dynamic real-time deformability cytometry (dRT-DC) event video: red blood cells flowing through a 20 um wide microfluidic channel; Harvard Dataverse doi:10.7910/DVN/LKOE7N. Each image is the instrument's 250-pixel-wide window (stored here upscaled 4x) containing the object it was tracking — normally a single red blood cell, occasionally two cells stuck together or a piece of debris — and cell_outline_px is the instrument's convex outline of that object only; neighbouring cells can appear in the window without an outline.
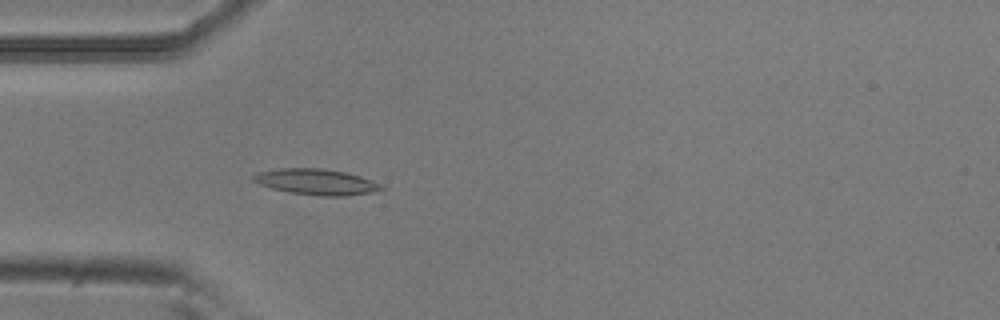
{"species": "common noctule bat (a hibernating species)", "species_latin": "Nyctalus noctula", "temperature_condition": "room temperature", "stored_images_in_passage": 46, "camera_frame_rate_fps": 3000, "um_per_image_px": 0.085, "animal": {"sex": "male", "body_mass_g": 20.5, "forearm_length_mm": 52.5}, "frame": {"image": 1, "passage_image": 16, "time_ms": 5.0, "image_size_px": [1000, 320], "cell_outline_px": [[384, 188], [372, 192], [348, 196], [320, 196], [288, 192], [272, 188], [260, 184], [252, 180], [252, 176], [260, 172], [280, 168], [324, 168], [344, 172], [360, 176], [384, 184]], "centroid_in_image_um": [26.92, 15.46], "position_along_channel_um": 58.1, "area_um2": 19.31}}
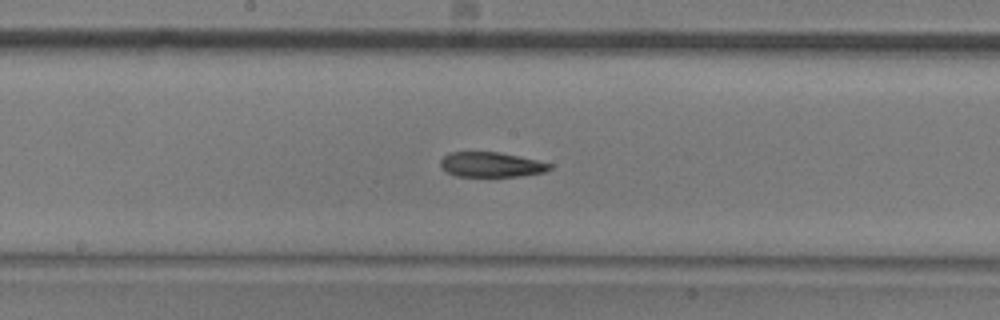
{"frame": {"image": 2, "passage_image": 28, "time_ms": 9.0, "image_size_px": [1000, 320], "cell_outline_px": [[552, 168], [544, 172], [520, 176], [456, 176], [444, 172], [440, 164], [440, 160], [444, 156], [452, 152], [496, 152], [536, 160], [552, 164]], "centroid_in_image_um": [41.71, 14.0], "position_along_channel_um": 206.5, "area_um2": 15.72}}
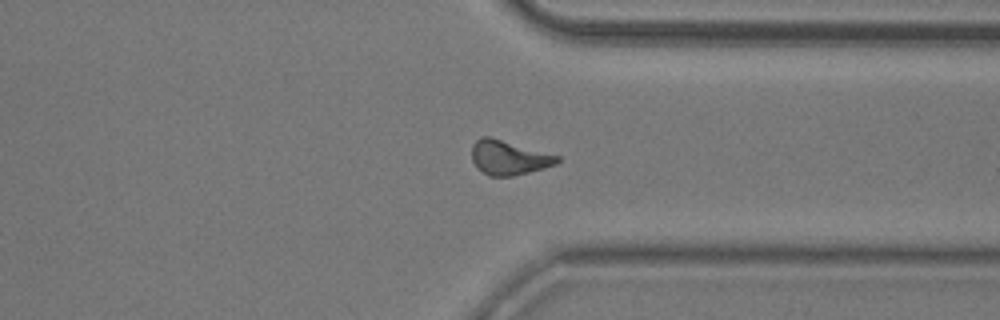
{"frame": {"image": 3, "passage_image": 41, "time_ms": 13.333, "image_size_px": [1000, 320], "cell_outline_px": [[560, 160], [556, 164], [544, 168], [512, 176], [488, 176], [472, 160], [472, 144], [480, 136], [492, 136], [560, 156]], "centroid_in_image_um": [43.25, 13.37], "position_along_channel_um": 368.1, "area_um2": 17.17}, "authors_computed_cell_mechanics": {"area_um2": 17.1377, "velocity_mm_per_s": 3.767, "shape_relaxation_time_tau1_ms": 7.722, "shape_relaxation_time_tau2_ms": 5.3424, "deformation_change_tau1": 0.2111, "deformation_change_tau2": 0.1454}}